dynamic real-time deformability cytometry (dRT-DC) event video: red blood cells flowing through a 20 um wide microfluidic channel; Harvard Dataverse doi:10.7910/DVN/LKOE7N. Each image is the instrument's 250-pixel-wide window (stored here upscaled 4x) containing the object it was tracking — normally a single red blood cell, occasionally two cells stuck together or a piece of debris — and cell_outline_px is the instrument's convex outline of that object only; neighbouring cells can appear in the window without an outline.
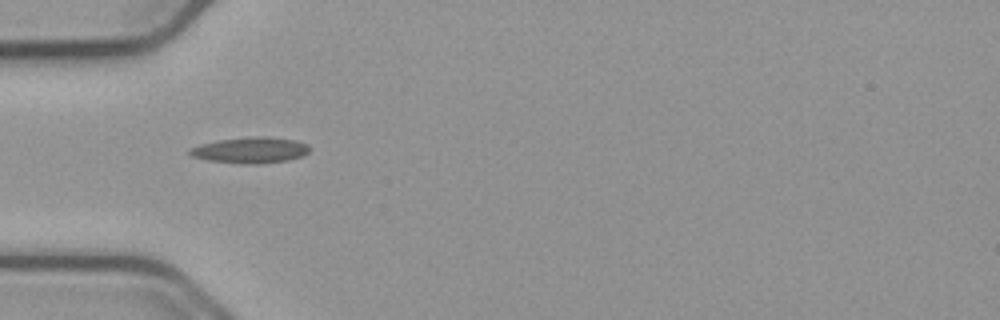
{"species": "common noctule bat (a hibernating species)", "species_latin": "Nyctalus noctula", "temperature_condition": "cold", "stored_images_in_passage": 31, "camera_frame_rate_fps": 3000, "um_per_image_px": 0.085, "animal": {"sex": "male", "body_mass_g": 23.1, "forearm_length_mm": 52.7}, "frame": {"image": 1, "passage_image": 1, "time_ms": 0.0, "image_size_px": [1000, 320], "cell_outline_px": [[308, 152], [304, 156], [288, 160], [256, 164], [244, 164], [208, 160], [192, 156], [188, 152], [188, 148], [200, 144], [220, 140], [264, 136], [296, 140], [308, 144]], "centroid_in_image_um": [21.29, 12.77], "position_along_channel_um": 63.7, "area_um2": 17.98}}
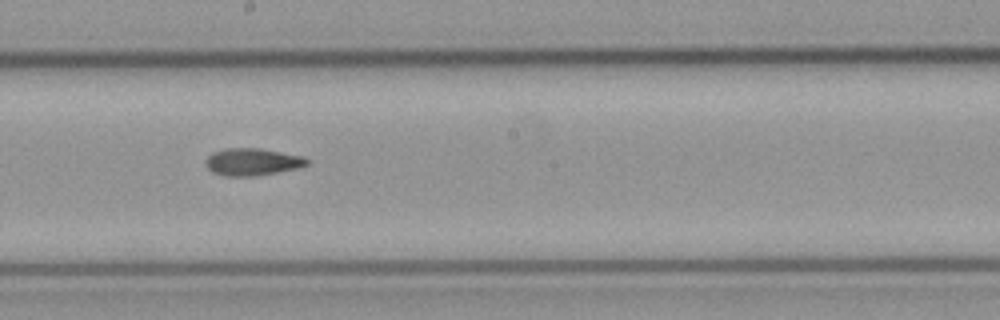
{"frame": {"image": 2, "passage_image": 14, "time_ms": 4.333, "image_size_px": [1000, 320], "cell_outline_px": [[308, 164], [296, 168], [256, 176], [228, 176], [212, 172], [208, 168], [208, 156], [212, 152], [224, 148], [260, 148], [304, 156], [308, 160]], "centroid_in_image_um": [21.46, 13.75], "position_along_channel_um": 226.7, "area_um2": 15.9}}
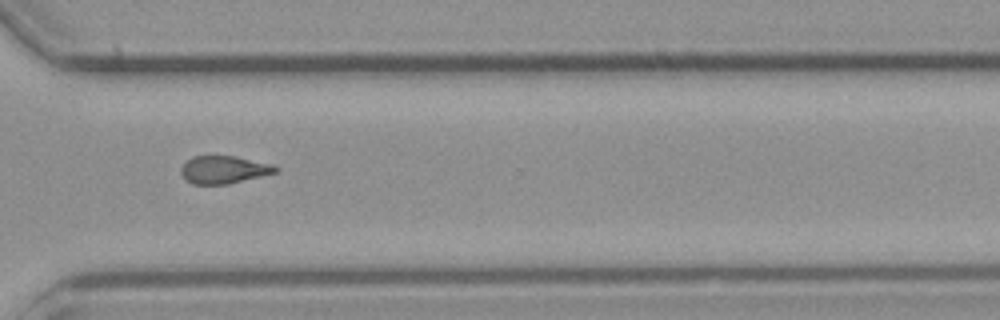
{"frame": {"image": 3, "passage_image": 24, "time_ms": 7.667, "image_size_px": [1000, 320], "cell_outline_px": [[280, 168], [276, 172], [228, 184], [192, 184], [180, 172], [180, 168], [192, 156], [236, 156], [272, 164]], "centroid_in_image_um": [19.03, 14.41], "position_along_channel_um": 351.6, "area_um2": 15.09}, "authors_computed_cell_mechanics": {"area_um2": 15.7794, "velocity_mm_per_s": 3.7588, "shape_relaxation_time_tau1_ms": null, "shape_relaxation_time_tau2_ms": 6.3899, "deformation_change_tau1": null, "deformation_change_tau2": 0.1456}}